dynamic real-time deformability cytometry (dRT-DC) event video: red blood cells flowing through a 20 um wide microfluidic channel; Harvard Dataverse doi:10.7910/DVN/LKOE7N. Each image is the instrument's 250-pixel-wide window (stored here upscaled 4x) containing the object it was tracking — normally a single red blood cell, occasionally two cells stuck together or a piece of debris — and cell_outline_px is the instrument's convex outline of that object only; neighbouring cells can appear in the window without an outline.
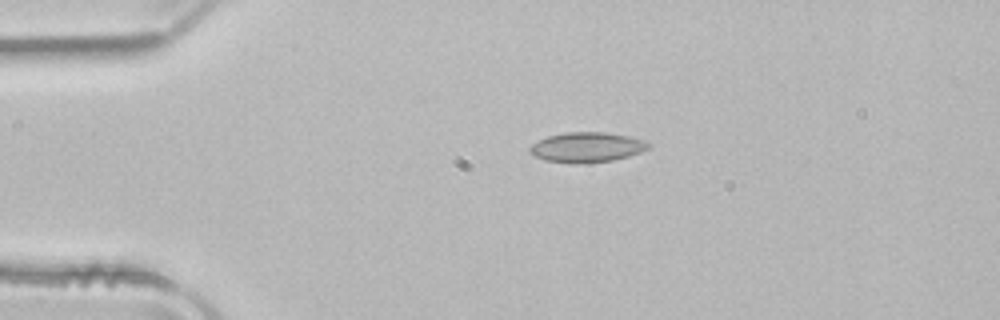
{"species": "common noctule bat (a hibernating species)", "species_latin": "Nyctalus noctula", "temperature_condition": "room temperature", "stored_images_in_passage": 6, "camera_frame_rate_fps": 3000, "um_per_image_px": 0.085, "animal": {"sex": "male", "body_mass_g": 21.5, "forearm_length_mm": 52.0}, "frame": {"image": 1, "passage_image": 1, "time_ms": 0.0, "image_size_px": [1000, 320], "cell_outline_px": [[652, 144], [648, 148], [640, 152], [628, 156], [612, 160], [576, 164], [544, 160], [528, 152], [528, 148], [532, 144], [548, 136], [564, 132], [604, 132], [628, 136], [644, 140]], "centroid_in_image_um": [49.87, 12.51], "position_along_channel_um": 35.1, "area_um2": 20.69}}